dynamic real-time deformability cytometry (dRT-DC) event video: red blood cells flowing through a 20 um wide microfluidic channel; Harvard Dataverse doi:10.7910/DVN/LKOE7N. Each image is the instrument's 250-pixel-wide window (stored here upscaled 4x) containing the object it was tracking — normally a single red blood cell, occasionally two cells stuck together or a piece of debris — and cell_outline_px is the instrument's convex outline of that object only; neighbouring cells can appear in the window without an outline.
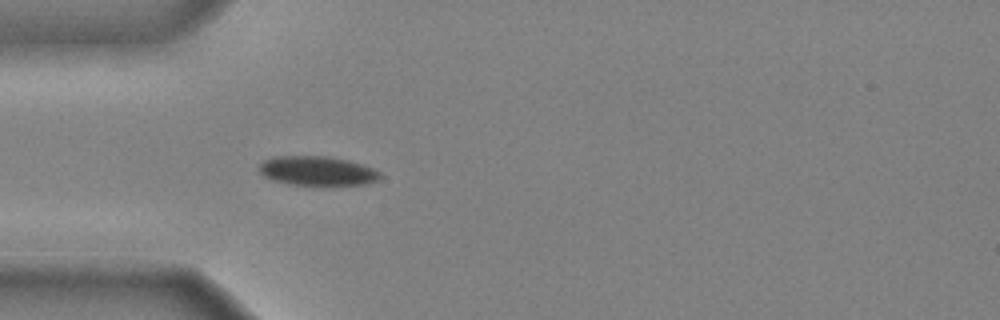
{"species": "common noctule bat (a hibernating species)", "species_latin": "Nyctalus noctula", "temperature_condition": "cold", "stored_images_in_passage": 39, "camera_frame_rate_fps": 3000, "um_per_image_px": 0.085, "animal": {"sex": "male", "body_mass_g": 20.4}, "frame": {"image": 1, "passage_image": 5, "time_ms": 1.333, "image_size_px": [1000, 320], "cell_outline_px": [[384, 176], [376, 180], [364, 184], [312, 188], [288, 184], [272, 180], [264, 176], [260, 172], [260, 164], [264, 160], [272, 156], [324, 156], [348, 160], [372, 168], [380, 172]], "centroid_in_image_um": [26.96, 14.57], "position_along_channel_um": 58.0, "area_um2": 21.44}}
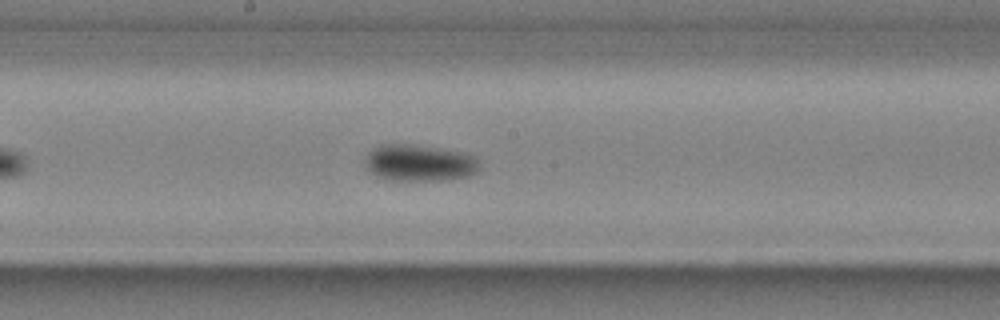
{"frame": {"image": 2, "passage_image": 17, "time_ms": 5.333, "image_size_px": [1000, 320], "cell_outline_px": [[480, 172], [468, 176], [448, 180], [388, 180], [376, 176], [368, 168], [364, 160], [368, 152], [372, 148], [380, 144], [408, 144], [464, 152], [476, 156], [480, 164]], "centroid_in_image_um": [35.68, 13.85], "position_along_channel_um": 212.5, "area_um2": 24.68}}
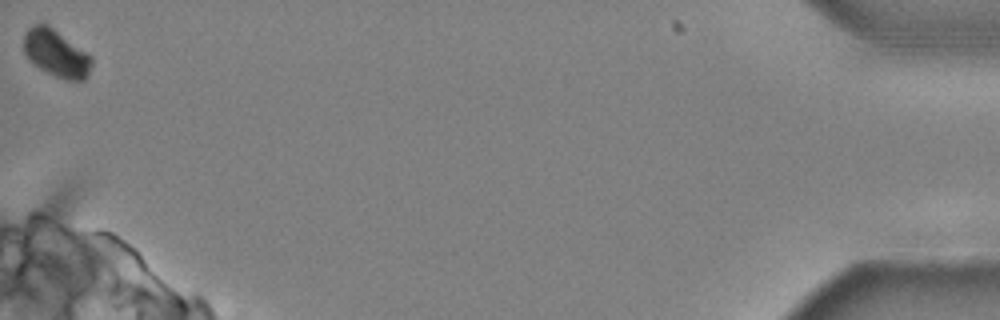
{"frame": {"image": 3, "passage_image": 39, "time_ms": 12.667, "image_size_px": [1000, 320], "cell_outline_px": [[92, 64], [88, 76], [84, 80], [64, 80], [40, 68], [28, 60], [24, 52], [24, 32], [32, 24], [48, 24], [92, 56]], "centroid_in_image_um": [4.77, 4.52], "position_along_channel_um": 430.4, "area_um2": 18.73}, "authors_computed_cell_mechanics": {"area_um2": 22.8888, "velocity_mm_per_s": 3.948, "shape_relaxation_time_tau1_ms": 3.1502, "shape_relaxation_time_tau2_ms": null, "deformation_change_tau1": 0.0852, "deformation_change_tau2": null}}